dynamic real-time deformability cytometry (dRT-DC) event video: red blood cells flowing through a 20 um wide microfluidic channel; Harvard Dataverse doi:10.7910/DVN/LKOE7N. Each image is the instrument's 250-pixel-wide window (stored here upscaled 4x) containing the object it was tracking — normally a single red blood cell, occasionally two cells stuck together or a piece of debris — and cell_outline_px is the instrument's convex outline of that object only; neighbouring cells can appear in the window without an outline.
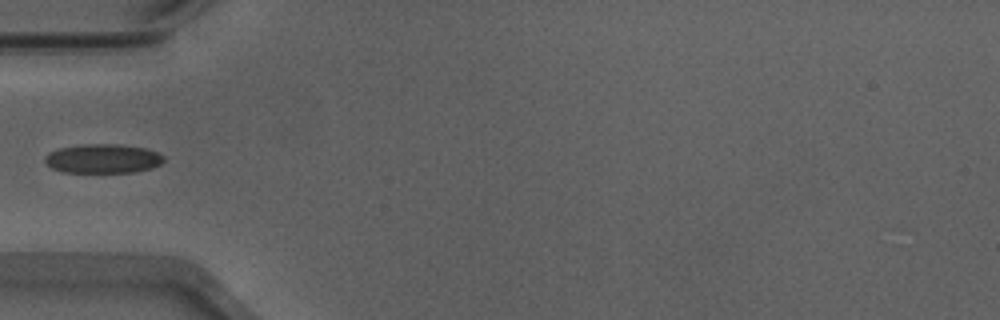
{"species": "Egyptian fruit bat (a non-hibernating species)", "species_latin": "Rousettus aegyptiacus", "temperature_condition": "warm", "stored_images_in_passage": 36, "camera_frame_rate_fps": 3000, "um_per_image_px": 0.085, "animal": {"sex": "male"}, "frame": {"image": 1, "passage_image": 1, "time_ms": 0.0, "image_size_px": [1000, 320], "cell_outline_px": [[164, 160], [160, 164], [152, 168], [136, 172], [64, 172], [52, 168], [44, 160], [44, 156], [48, 152], [60, 148], [84, 144], [116, 144], [144, 148], [156, 152], [164, 156]], "centroid_in_image_um": [8.74, 13.48], "position_along_channel_um": 76.3, "area_um2": 20.11}}
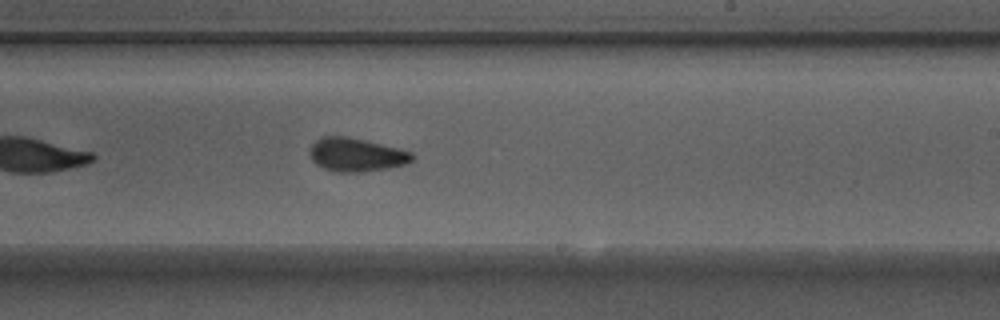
{"frame": {"image": 2, "passage_image": 15, "time_ms": 4.667, "image_size_px": [1000, 320], "cell_outline_px": [[416, 156], [408, 164], [388, 168], [364, 172], [336, 172], [324, 168], [316, 164], [312, 160], [308, 152], [312, 144], [320, 136], [348, 136], [400, 148], [412, 152]], "centroid_in_image_um": [30.3, 13.15], "position_along_channel_um": 258.7, "area_um2": 20.35}}
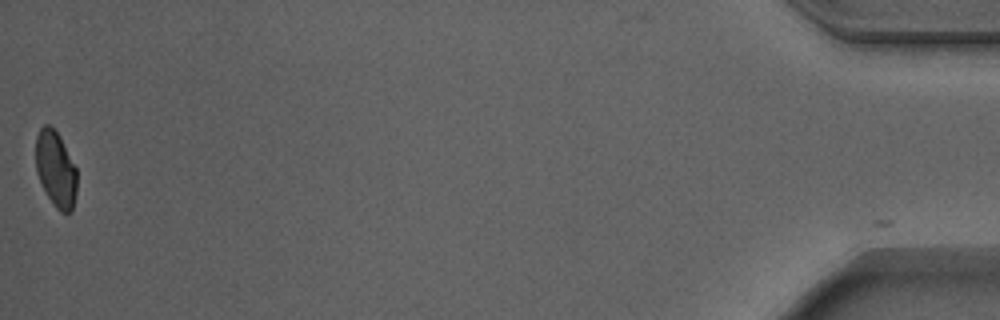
{"frame": {"image": 3, "passage_image": 36, "time_ms": 11.667, "image_size_px": [1000, 320], "cell_outline_px": [[76, 192], [72, 208], [68, 212], [60, 212], [56, 208], [48, 196], [36, 172], [36, 136], [40, 128], [44, 124], [48, 124], [60, 136], [76, 168]], "centroid_in_image_um": [4.73, 14.35], "position_along_channel_um": 430.5, "area_um2": 17.92}}